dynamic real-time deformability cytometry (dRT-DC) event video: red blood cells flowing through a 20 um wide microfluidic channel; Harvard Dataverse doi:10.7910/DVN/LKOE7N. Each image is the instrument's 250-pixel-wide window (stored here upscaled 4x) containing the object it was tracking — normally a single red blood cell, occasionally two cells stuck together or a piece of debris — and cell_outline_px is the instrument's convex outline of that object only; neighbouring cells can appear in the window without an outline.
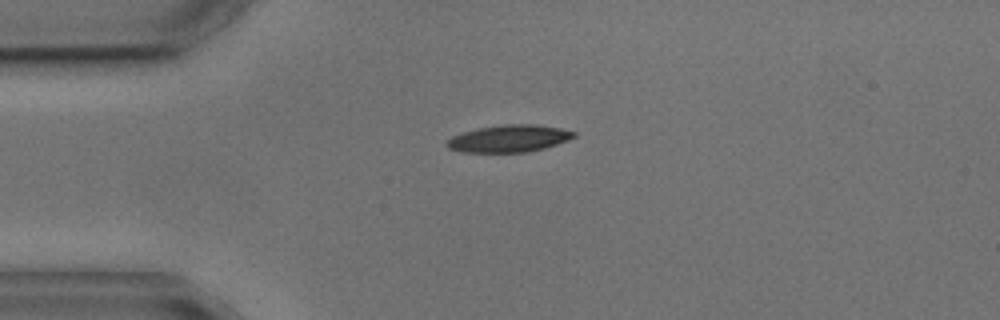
{"species": "common noctule bat (a hibernating species)", "species_latin": "Nyctalus noctula", "temperature_condition": "cold", "stored_images_in_passage": 12, "camera_frame_rate_fps": 3000, "um_per_image_px": 0.085, "animal": {"sex": "male", "body_mass_g": 17.9, "forearm_length_mm": 54.2}, "frame": {"image": 1, "passage_image": 1, "time_ms": 0.0, "image_size_px": [1000, 320], "cell_outline_px": [[576, 136], [568, 140], [544, 148], [528, 152], [464, 152], [448, 148], [444, 144], [452, 136], [464, 132], [480, 128], [508, 124], [536, 124], [560, 128], [576, 132]], "centroid_in_image_um": [43.28, 11.78], "position_along_channel_um": 41.7, "area_um2": 19.94}}
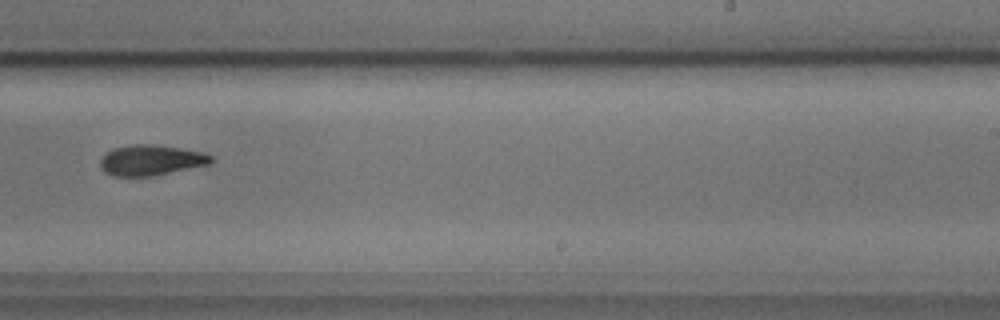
{"frame": {"image": 2, "passage_image": 7, "time_ms": 7.0, "image_size_px": [1000, 320], "cell_outline_px": [[212, 160], [208, 164], [152, 176], [112, 176], [104, 172], [100, 168], [100, 160], [104, 152], [112, 148], [128, 144], [156, 144], [180, 148], [200, 152], [212, 156]], "centroid_in_image_um": [12.73, 13.6], "position_along_channel_um": 276.3, "area_um2": 19.77}}
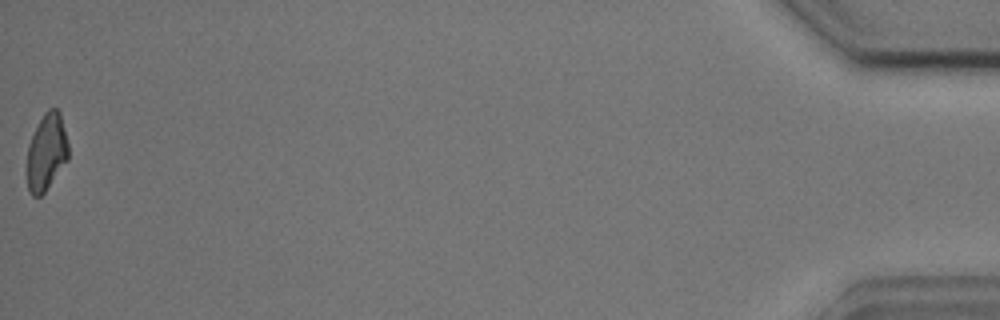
{"frame": {"image": 3, "passage_image": 12, "time_ms": 14.0, "image_size_px": [1000, 320], "cell_outline_px": [[68, 160], [44, 192], [40, 196], [32, 196], [28, 192], [28, 144], [44, 112], [48, 108], [56, 108], [60, 112], [68, 144]], "centroid_in_image_um": [3.96, 12.92], "position_along_channel_um": 431.2, "area_um2": 18.26}, "authors_computed_cell_mechanics": {"area_um2": 19.941, "velocity_mm_per_s": 3.6223, "shape_relaxation_time_tau1_ms": 2.1651, "shape_relaxation_time_tau2_ms": null, "deformation_change_tau1": 0.0795, "deformation_change_tau2": null}}